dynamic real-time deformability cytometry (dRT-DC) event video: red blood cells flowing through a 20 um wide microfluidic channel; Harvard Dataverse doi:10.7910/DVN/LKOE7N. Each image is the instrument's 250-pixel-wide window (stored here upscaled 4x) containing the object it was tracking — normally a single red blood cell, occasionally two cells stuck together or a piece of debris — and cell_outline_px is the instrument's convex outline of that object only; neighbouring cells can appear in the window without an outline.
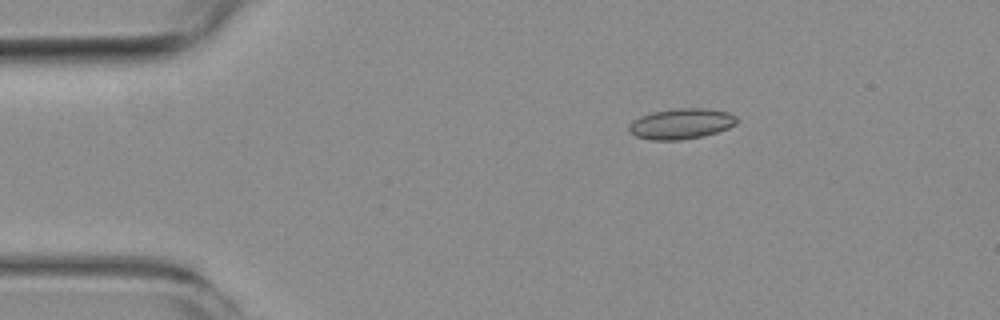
{"species": "common noctule bat (a hibernating species)", "species_latin": "Nyctalus noctula", "temperature_condition": "room temperature", "stored_images_in_passage": 5, "camera_frame_rate_fps": 3000, "um_per_image_px": 0.085, "animal": {"sex": "female", "body_mass_g": 19.3, "forearm_length_mm": 54.1}, "frame": {"image": 1, "passage_image": 3, "time_ms": 2.333, "image_size_px": [1000, 320], "cell_outline_px": [[736, 124], [728, 128], [704, 136], [680, 140], [652, 140], [636, 136], [628, 132], [628, 128], [632, 120], [640, 116], [652, 112], [676, 108], [704, 108], [728, 112], [736, 116]], "centroid_in_image_um": [57.87, 10.52], "position_along_channel_um": 27.1, "area_um2": 19.25}}
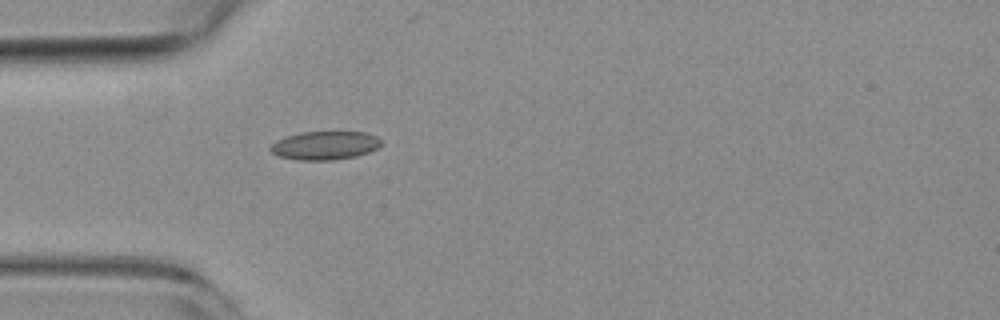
{"frame": {"image": 2, "passage_image": 5, "time_ms": 4.667, "image_size_px": [1000, 320], "cell_outline_px": [[384, 144], [368, 152], [356, 156], [332, 160], [296, 160], [280, 156], [272, 152], [268, 148], [276, 140], [300, 132], [368, 132], [384, 140]], "centroid_in_image_um": [27.66, 12.36], "position_along_channel_um": 57.3, "area_um2": 18.5}}